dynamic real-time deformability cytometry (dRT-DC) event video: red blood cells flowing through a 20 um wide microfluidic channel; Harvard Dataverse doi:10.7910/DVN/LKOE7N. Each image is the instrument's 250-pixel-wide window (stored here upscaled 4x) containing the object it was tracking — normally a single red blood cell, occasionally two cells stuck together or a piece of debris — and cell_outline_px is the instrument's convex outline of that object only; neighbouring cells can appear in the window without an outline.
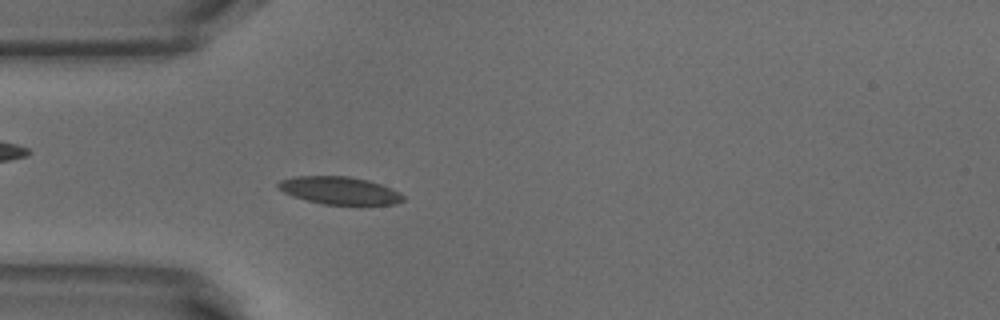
{"species": "common noctule bat (a hibernating species)", "species_latin": "Nyctalus noctula", "temperature_condition": "warm", "stored_images_in_passage": 41, "camera_frame_rate_fps": 3000, "um_per_image_px": 0.085, "animal": {"sex": "male", "body_mass_g": 18.8}, "frame": {"image": 1, "passage_image": 4, "time_ms": 1.0, "image_size_px": [1000, 320], "cell_outline_px": [[404, 200], [396, 204], [364, 208], [360, 208], [324, 204], [292, 196], [284, 192], [276, 184], [280, 180], [292, 176], [348, 176], [368, 180], [380, 184], [400, 192], [404, 196]], "centroid_in_image_um": [28.95, 16.25], "position_along_channel_um": 56.1, "area_um2": 21.04}}
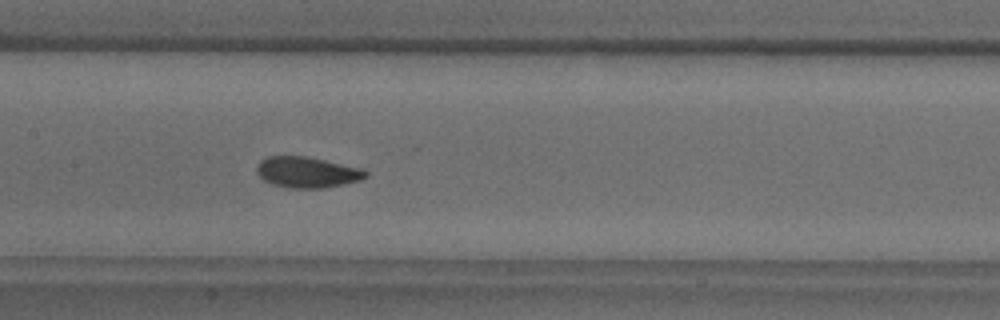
{"frame": {"image": 2, "passage_image": 14, "time_ms": 4.333, "image_size_px": [1000, 320], "cell_outline_px": [[368, 176], [360, 180], [344, 184], [324, 188], [292, 188], [272, 184], [264, 180], [256, 172], [256, 168], [260, 160], [268, 156], [304, 156], [364, 168], [368, 172]], "centroid_in_image_um": [26.12, 14.64], "position_along_channel_um": 181.3, "area_um2": 19.65}}
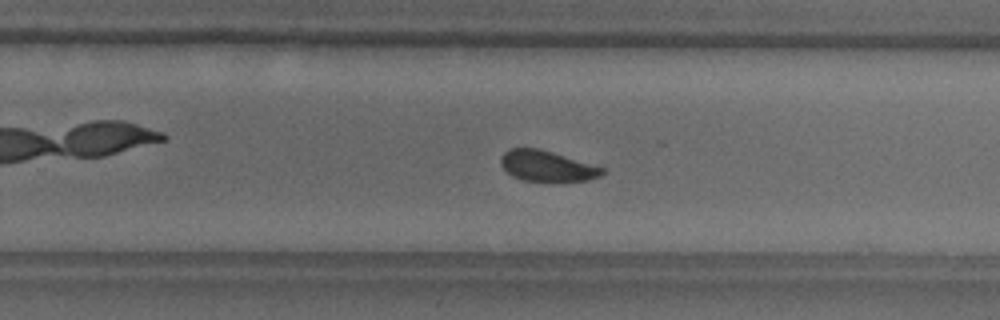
{"frame": {"image": 3, "passage_image": 22, "time_ms": 7.0, "image_size_px": [1000, 320], "cell_outline_px": [[604, 172], [600, 176], [588, 180], [524, 180], [512, 176], [500, 164], [500, 156], [508, 148], [540, 148], [604, 168]], "centroid_in_image_um": [46.44, 14.08], "position_along_channel_um": 283.4, "area_um2": 17.8}, "authors_computed_cell_mechanics": {"area_um2": 19.3052, "velocity_mm_per_s": 3.8352, "shape_relaxation_time_tau1_ms": 3.1764, "shape_relaxation_time_tau2_ms": 2.3696, "deformation_change_tau1": 0.104, "deformation_change_tau2": 0.0668}}